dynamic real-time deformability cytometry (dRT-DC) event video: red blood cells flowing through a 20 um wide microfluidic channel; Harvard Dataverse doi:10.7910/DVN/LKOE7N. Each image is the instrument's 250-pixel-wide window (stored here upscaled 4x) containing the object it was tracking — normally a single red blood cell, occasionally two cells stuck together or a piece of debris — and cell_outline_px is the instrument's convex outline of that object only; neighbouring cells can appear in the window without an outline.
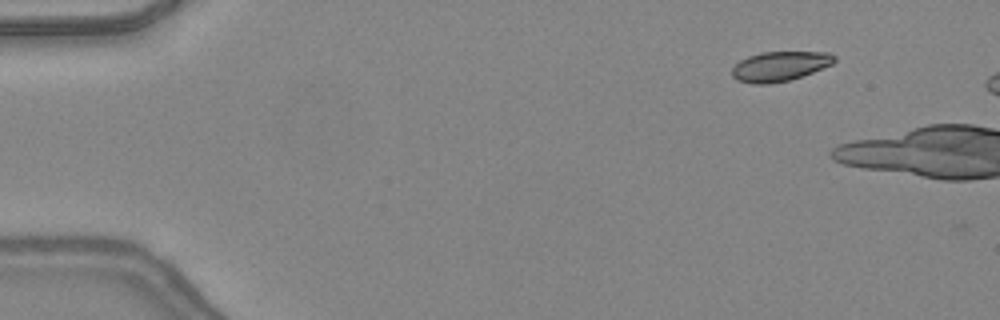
{"species": "common noctule bat (a hibernating species)", "species_latin": "Nyctalus noctula", "temperature_condition": "warm", "stored_images_in_passage": 5, "camera_frame_rate_fps": 3000, "um_per_image_px": 0.085, "animal": {"sex": "female", "body_mass_g": 24.6, "forearm_length_mm": 56.2}, "frame": {"image": 1, "passage_image": 1, "time_ms": 0.0, "image_size_px": [1000, 320], "cell_outline_px": [[836, 60], [832, 64], [812, 72], [788, 80], [768, 84], [752, 84], [736, 80], [732, 76], [732, 68], [740, 60], [748, 56], [760, 52], [828, 52], [836, 56]], "centroid_in_image_um": [66.26, 5.63], "position_along_channel_um": 18.7, "area_um2": 17.69}}